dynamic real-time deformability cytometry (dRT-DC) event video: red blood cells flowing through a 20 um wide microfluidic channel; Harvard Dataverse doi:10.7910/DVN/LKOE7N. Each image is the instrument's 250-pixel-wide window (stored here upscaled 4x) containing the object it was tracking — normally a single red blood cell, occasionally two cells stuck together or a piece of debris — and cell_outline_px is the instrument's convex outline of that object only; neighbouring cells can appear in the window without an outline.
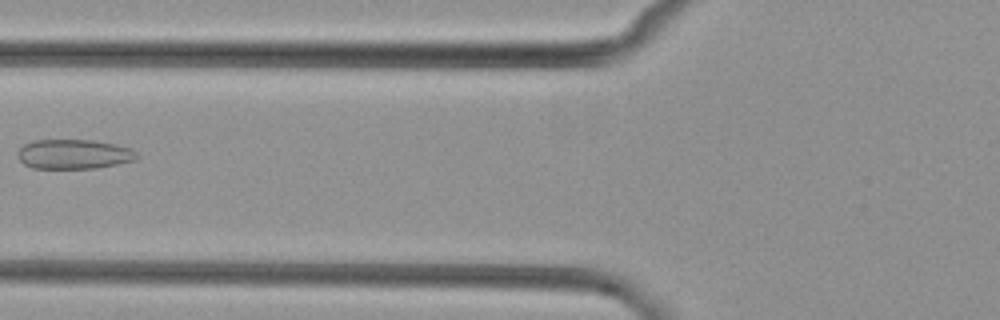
{"species": "common noctule bat (a hibernating species)", "species_latin": "Nyctalus noctula", "temperature_condition": "cold", "stored_images_in_passage": 6, "camera_frame_rate_fps": 3000, "um_per_image_px": 0.085, "animal": {"sex": "female", "body_mass_g": 29.2, "forearm_length_mm": 56.3}, "frame": {"image": 1, "passage_image": 5, "time_ms": 6.0, "image_size_px": [1000, 320], "cell_outline_px": [[140, 156], [136, 160], [96, 168], [32, 168], [24, 164], [16, 156], [16, 152], [24, 144], [32, 140], [92, 140], [116, 144], [132, 148]], "centroid_in_image_um": [6.28, 13.1], "position_along_channel_um": 119.5, "area_um2": 20.75}}
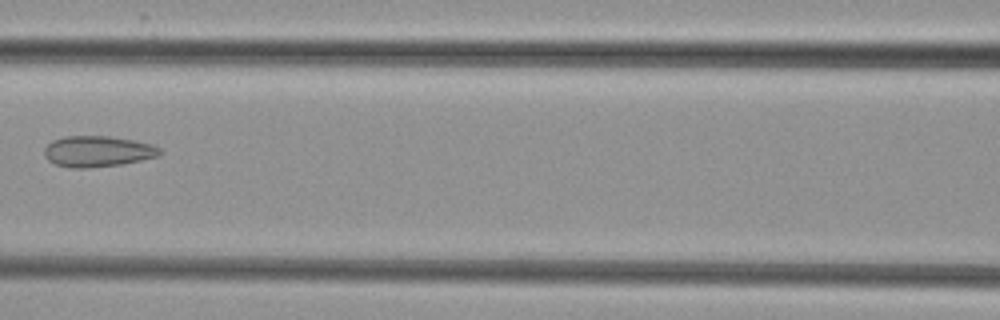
{"frame": {"image": 2, "passage_image": 6, "time_ms": 7.0, "image_size_px": [1000, 320], "cell_outline_px": [[164, 152], [160, 156], [120, 164], [88, 168], [68, 168], [56, 164], [48, 160], [44, 156], [44, 148], [52, 140], [64, 136], [108, 136], [132, 140], [152, 144], [160, 148]], "centroid_in_image_um": [8.29, 12.87], "position_along_channel_um": 158.3, "area_um2": 20.92}}